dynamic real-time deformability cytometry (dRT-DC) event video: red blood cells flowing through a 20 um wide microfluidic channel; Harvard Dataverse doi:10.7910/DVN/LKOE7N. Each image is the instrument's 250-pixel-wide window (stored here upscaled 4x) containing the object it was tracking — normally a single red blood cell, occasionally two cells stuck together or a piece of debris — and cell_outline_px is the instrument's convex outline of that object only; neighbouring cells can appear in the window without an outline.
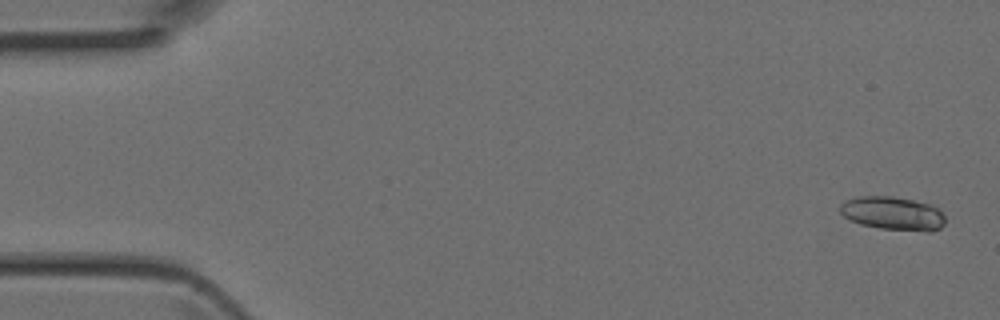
{"species": "Egyptian fruit bat (a non-hibernating species)", "species_latin": "Rousettus aegyptiacus", "temperature_condition": "room temperature", "stored_images_in_passage": 4, "camera_frame_rate_fps": 3000, "um_per_image_px": 0.085, "animal": {"sex": "female"}, "frame": {"image": 1, "passage_image": 1, "time_ms": 0.0, "image_size_px": [1000, 320], "cell_outline_px": [[944, 224], [940, 228], [932, 232], [928, 232], [880, 228], [860, 224], [844, 216], [840, 212], [840, 204], [844, 200], [860, 196], [892, 196], [932, 204], [940, 208], [944, 216]], "centroid_in_image_um": [75.92, 18.13], "position_along_channel_um": 9.1, "area_um2": 20.69}}
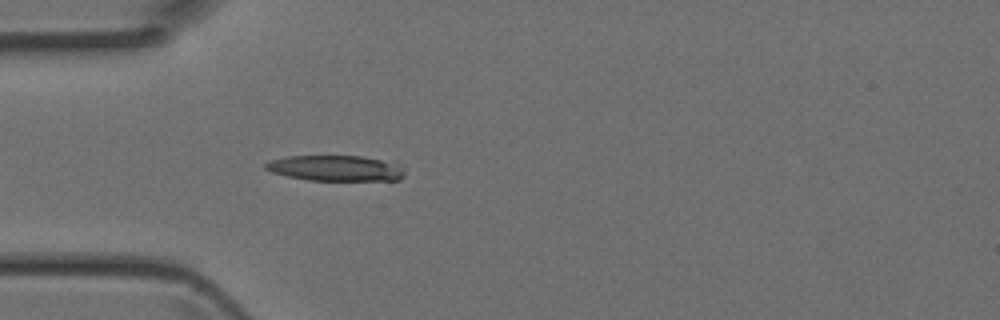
{"frame": {"image": 2, "passage_image": 4, "time_ms": 1.0, "image_size_px": [1000, 320], "cell_outline_px": [[404, 176], [400, 180], [308, 180], [288, 176], [272, 172], [264, 168], [264, 164], [268, 160], [288, 156], [360, 156], [404, 164]], "centroid_in_image_um": [28.56, 14.29], "position_along_channel_um": 56.4, "area_um2": 20.92}}